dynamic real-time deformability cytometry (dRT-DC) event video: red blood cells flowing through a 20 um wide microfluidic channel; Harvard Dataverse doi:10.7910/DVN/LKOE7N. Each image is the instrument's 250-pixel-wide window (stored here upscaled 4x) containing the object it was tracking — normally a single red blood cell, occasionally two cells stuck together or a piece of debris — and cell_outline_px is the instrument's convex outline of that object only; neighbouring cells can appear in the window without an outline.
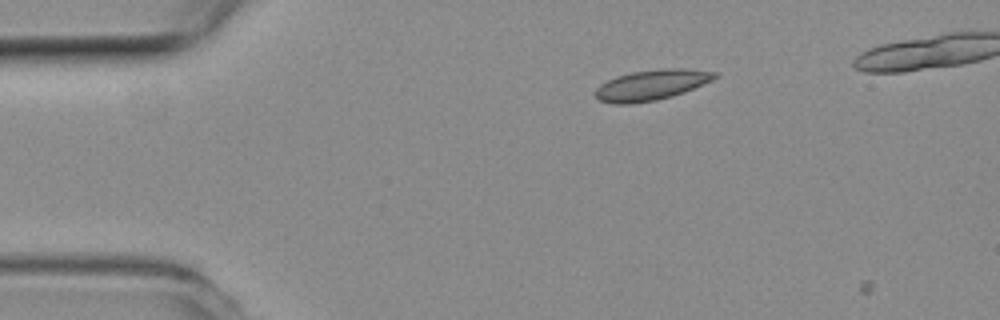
{"species": "common noctule bat (a hibernating species)", "species_latin": "Nyctalus noctula", "temperature_condition": "room temperature", "stored_images_in_passage": 5, "camera_frame_rate_fps": 3000, "um_per_image_px": 0.085, "animal": {"sex": "female", "body_mass_g": 19.3, "forearm_length_mm": 54.1}, "frame": {"image": 1, "passage_image": 3, "time_ms": 0.667, "image_size_px": [1000, 320], "cell_outline_px": [[720, 76], [712, 80], [684, 92], [672, 96], [656, 100], [632, 104], [616, 104], [600, 100], [592, 92], [600, 84], [616, 76], [632, 72], [660, 68], [684, 68], [720, 72]], "centroid_in_image_um": [55.39, 7.21], "position_along_channel_um": 29.6, "area_um2": 21.39}}